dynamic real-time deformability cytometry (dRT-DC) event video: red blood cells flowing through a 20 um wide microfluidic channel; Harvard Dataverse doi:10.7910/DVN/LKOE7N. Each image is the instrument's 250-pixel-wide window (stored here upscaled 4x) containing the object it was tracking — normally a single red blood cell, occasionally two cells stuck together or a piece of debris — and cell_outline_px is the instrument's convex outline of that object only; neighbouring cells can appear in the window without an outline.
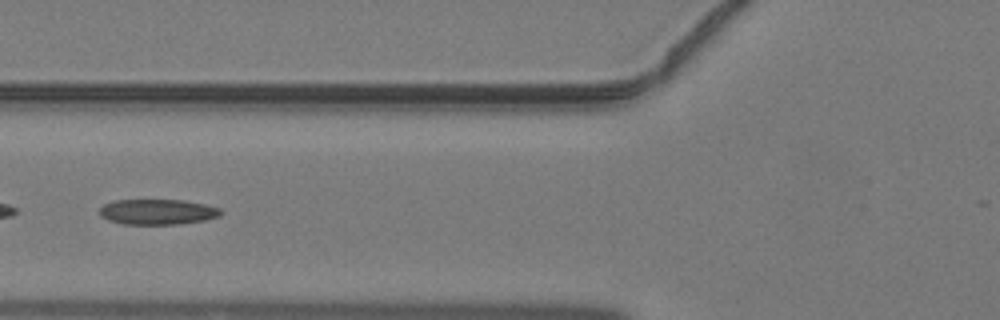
{"species": "common noctule bat (a hibernating species)", "species_latin": "Nyctalus noctula", "temperature_condition": "warm", "stored_images_in_passage": 40, "camera_frame_rate_fps": 3000, "um_per_image_px": 0.085, "animal": {"sex": "male", "body_mass_g": 19.2, "forearm_length_mm": 51.8}, "frame": {"image": 1, "passage_image": 17, "time_ms": 5.333, "image_size_px": [1000, 320], "cell_outline_px": [[224, 212], [220, 216], [204, 220], [180, 224], [124, 224], [108, 220], [100, 216], [100, 208], [104, 204], [116, 200], [184, 200], [204, 204], [220, 208]], "centroid_in_image_um": [13.41, 18.01], "position_along_channel_um": 112.4, "area_um2": 17.98}}
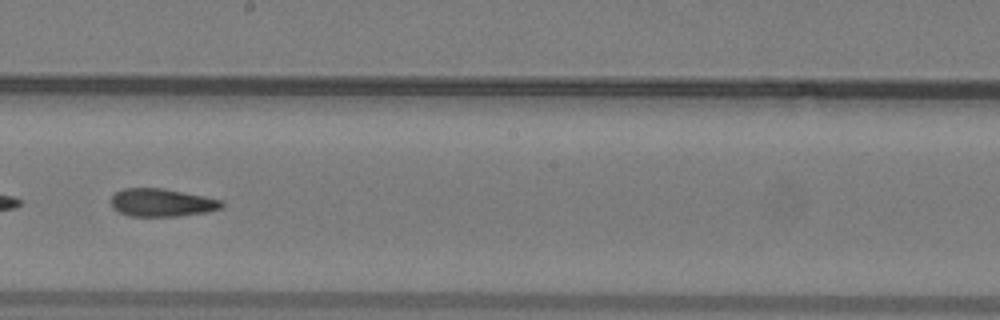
{"frame": {"image": 2, "passage_image": 25, "time_ms": 8.0, "image_size_px": [1000, 320], "cell_outline_px": [[224, 204], [220, 208], [204, 212], [176, 216], [128, 216], [112, 208], [112, 196], [116, 192], [124, 188], [164, 188], [204, 196], [220, 200]], "centroid_in_image_um": [13.71, 17.21], "position_along_channel_um": 234.5, "area_um2": 17.8}}
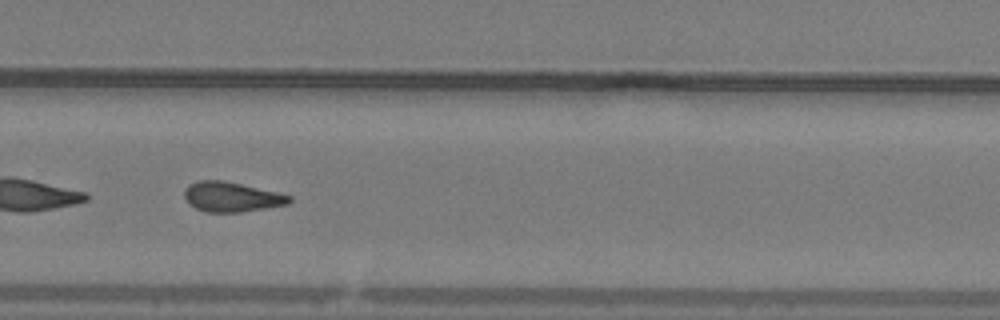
{"frame": {"image": 3, "passage_image": 30, "time_ms": 9.667, "image_size_px": [1000, 320], "cell_outline_px": [[292, 200], [288, 204], [240, 212], [208, 212], [196, 208], [188, 204], [184, 196], [184, 192], [188, 184], [196, 180], [224, 180], [280, 192], [292, 196]], "centroid_in_image_um": [19.68, 16.72], "position_along_channel_um": 310.1, "area_um2": 18.44}}